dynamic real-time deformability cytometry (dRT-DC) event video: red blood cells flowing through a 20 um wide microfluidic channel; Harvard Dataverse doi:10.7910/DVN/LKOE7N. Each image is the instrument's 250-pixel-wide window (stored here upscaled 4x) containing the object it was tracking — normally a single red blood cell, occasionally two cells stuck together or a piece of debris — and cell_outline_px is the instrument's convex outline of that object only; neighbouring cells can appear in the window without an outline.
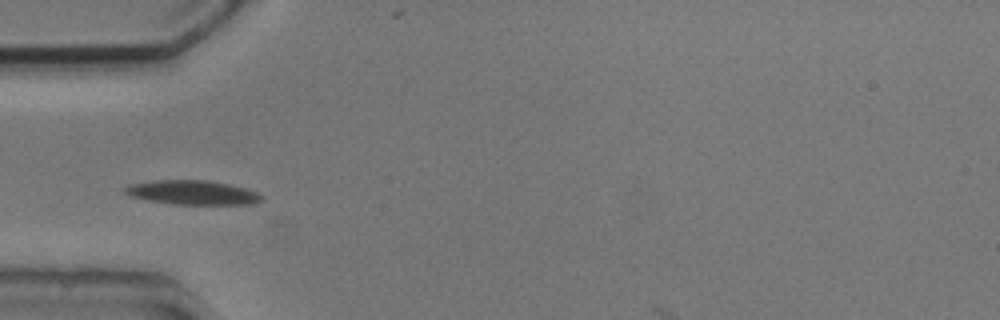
{"species": "common noctule bat (a hibernating species)", "species_latin": "Nyctalus noctula", "temperature_condition": "cold", "stored_images_in_passage": 5, "camera_frame_rate_fps": 3000, "um_per_image_px": 0.085, "animal": {"sex": "male", "body_mass_g": 20.5, "forearm_length_mm": 52.5}, "frame": {"image": 1, "passage_image": 4, "time_ms": 3.667, "image_size_px": [1000, 320], "cell_outline_px": [[264, 200], [252, 204], [172, 204], [148, 200], [128, 196], [124, 192], [124, 188], [128, 184], [152, 180], [208, 180], [228, 184], [244, 188], [256, 192], [264, 196]], "centroid_in_image_um": [16.33, 16.36], "position_along_channel_um": 68.7, "area_um2": 19.42}}